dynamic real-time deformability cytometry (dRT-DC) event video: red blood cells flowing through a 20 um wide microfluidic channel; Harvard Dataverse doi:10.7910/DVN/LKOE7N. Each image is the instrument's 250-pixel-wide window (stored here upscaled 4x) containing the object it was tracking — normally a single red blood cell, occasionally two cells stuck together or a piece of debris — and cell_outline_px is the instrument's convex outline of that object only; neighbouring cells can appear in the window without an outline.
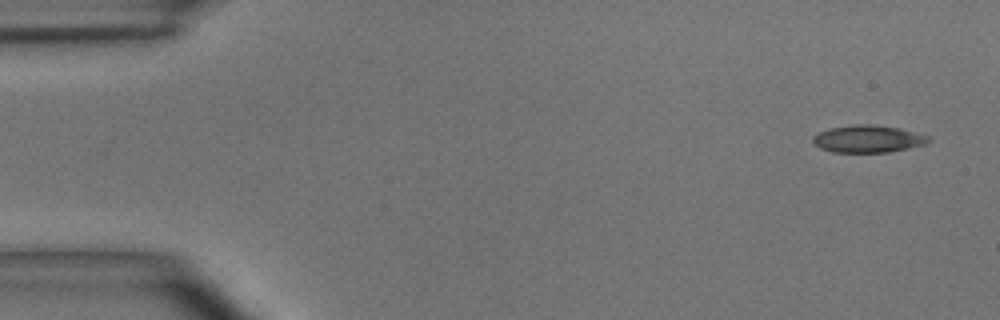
{"species": "common noctule bat (a hibernating species)", "species_latin": "Nyctalus noctula", "temperature_condition": "room temperature", "stored_images_in_passage": 3, "camera_frame_rate_fps": 3000, "um_per_image_px": 0.085, "animal": {"sex": "male", "body_mass_g": 15.6}, "frame": {"image": 1, "passage_image": 1, "time_ms": 0.0, "image_size_px": [1000, 320], "cell_outline_px": [[932, 140], [924, 144], [908, 148], [888, 152], [832, 152], [820, 148], [812, 140], [812, 136], [828, 128], [852, 124], [872, 124], [900, 128], [928, 136]], "centroid_in_image_um": [73.76, 11.79], "position_along_channel_um": 11.2, "area_um2": 18.38}}